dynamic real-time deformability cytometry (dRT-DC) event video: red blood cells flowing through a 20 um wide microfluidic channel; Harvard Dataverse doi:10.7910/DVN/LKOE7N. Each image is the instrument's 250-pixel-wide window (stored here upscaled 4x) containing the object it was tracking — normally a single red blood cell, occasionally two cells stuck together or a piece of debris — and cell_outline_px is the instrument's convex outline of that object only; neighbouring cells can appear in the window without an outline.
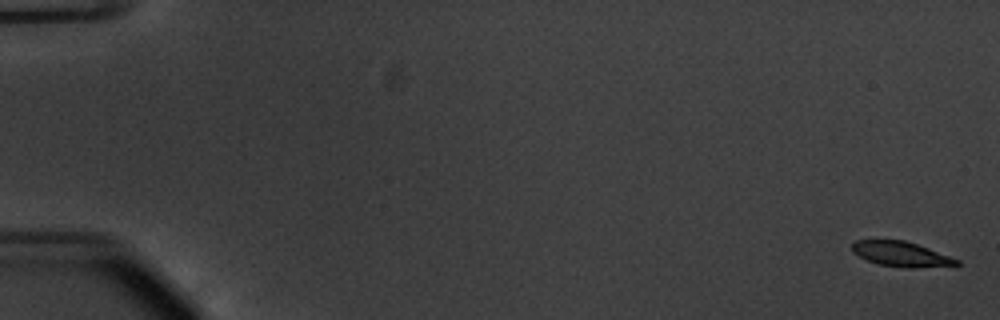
{"species": "common noctule bat (a hibernating species)", "species_latin": "Nyctalus noctula", "temperature_condition": "warm", "stored_images_in_passage": 56, "camera_frame_rate_fps": 3000, "um_per_image_px": 0.085, "animal": {"sex": "male", "body_mass_g": 20.1, "forearm_length_mm": 53.5}, "frame": {"image": 1, "passage_image": 2, "time_ms": 0.333, "image_size_px": [1000, 320], "cell_outline_px": [[960, 264], [956, 268], [904, 268], [880, 264], [868, 260], [852, 252], [852, 244], [856, 240], [904, 240], [928, 248], [960, 260]], "centroid_in_image_um": [76.73, 21.64], "position_along_channel_um": 8.3, "area_um2": 15.55}}
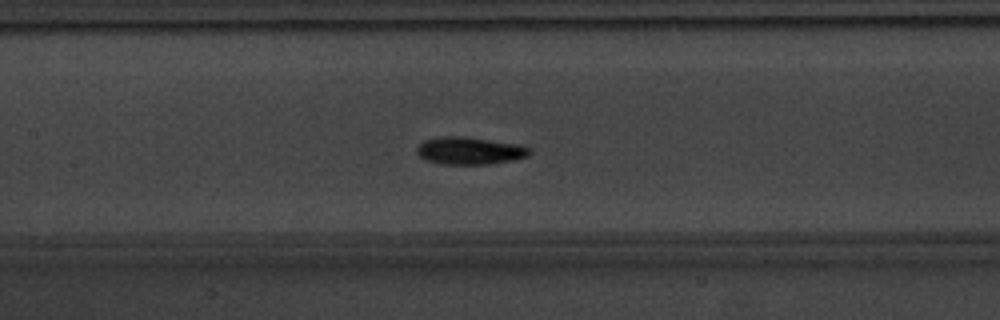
{"frame": {"image": 2, "passage_image": 28, "time_ms": 9.0, "image_size_px": [1000, 320], "cell_outline_px": [[532, 152], [528, 156], [512, 160], [488, 164], [440, 164], [424, 160], [416, 152], [416, 148], [424, 140], [444, 136], [464, 136], [524, 144], [532, 148]], "centroid_in_image_um": [39.97, 12.8], "position_along_channel_um": 167.4, "area_um2": 18.38}}
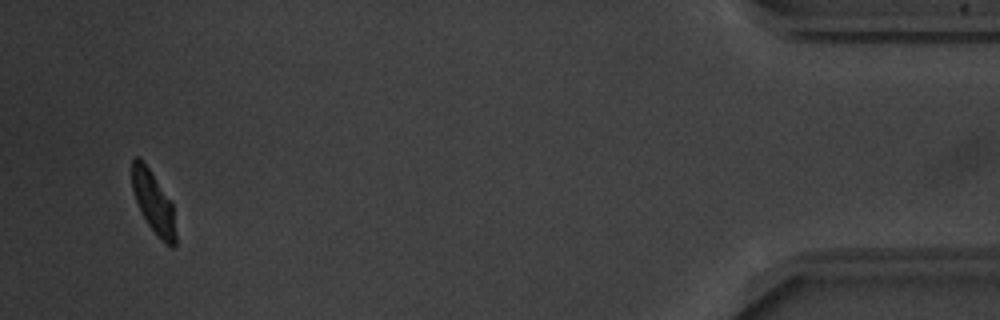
{"frame": {"image": 3, "passage_image": 54, "time_ms": 17.667, "image_size_px": [1000, 320], "cell_outline_px": [[176, 248], [172, 248], [160, 240], [156, 236], [148, 224], [136, 200], [132, 188], [132, 160], [136, 156], [140, 156], [172, 200], [176, 232]], "centroid_in_image_um": [13.08, 17.22], "position_along_channel_um": 422.1, "area_um2": 16.01}, "authors_computed_cell_mechanics": {"area_um2": 16.6464, "velocity_mm_per_s": 3.7594, "shape_relaxation_time_tau1_ms": 1.5923, "shape_relaxation_time_tau2_ms": 1.2244, "deformation_change_tau1": 0.1532, "deformation_change_tau2": 0.0692}}